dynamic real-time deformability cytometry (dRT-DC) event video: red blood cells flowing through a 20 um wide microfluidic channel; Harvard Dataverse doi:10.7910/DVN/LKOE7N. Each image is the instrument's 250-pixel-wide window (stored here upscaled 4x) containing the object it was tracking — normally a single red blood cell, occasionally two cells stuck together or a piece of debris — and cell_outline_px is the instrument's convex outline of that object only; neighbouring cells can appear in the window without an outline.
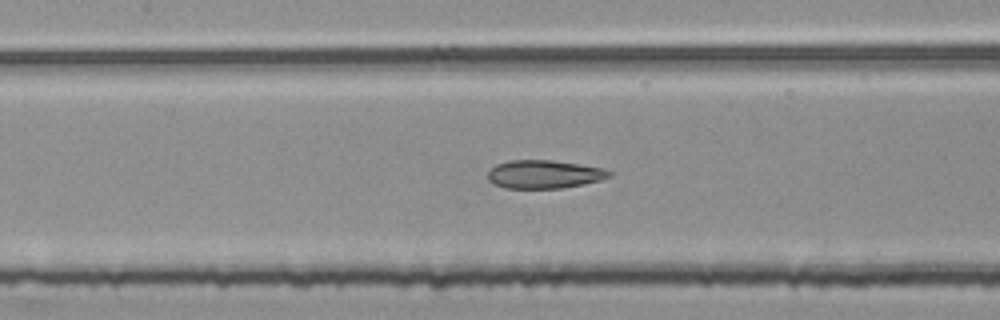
{"species": "common noctule bat (a hibernating species)", "species_latin": "Nyctalus noctula", "temperature_condition": "room temperature", "stored_images_in_passage": 54, "segment_of_instrument_passage": [2, 2], "camera_frame_rate_fps": 3000, "um_per_image_px": 0.085, "animal": {"sex": "female", "body_mass_g": 25.1}, "frame": {"image": 1, "passage_image": 25, "time_ms": 8.0, "image_size_px": [1000, 320], "cell_outline_px": [[612, 176], [600, 180], [584, 184], [560, 188], [504, 188], [492, 184], [488, 180], [488, 172], [496, 164], [508, 160], [552, 160], [580, 164], [600, 168], [612, 172]], "centroid_in_image_um": [46.22, 14.81], "position_along_channel_um": 161.2, "area_um2": 20.06}}
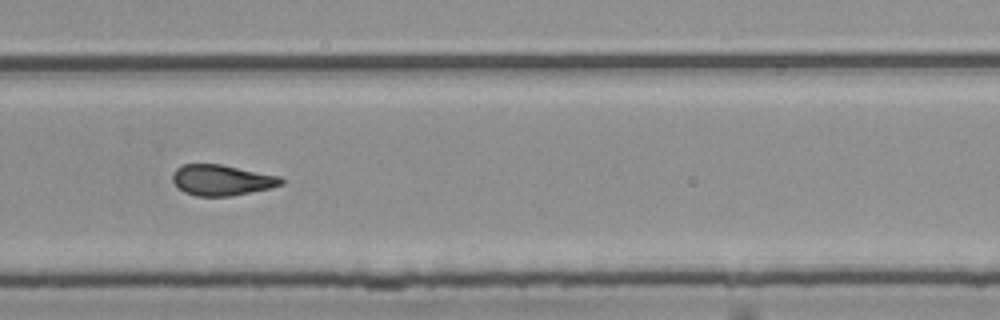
{"frame": {"image": 2, "passage_image": 37, "time_ms": 12.0, "image_size_px": [1000, 320], "cell_outline_px": [[284, 184], [272, 188], [232, 196], [196, 196], [184, 192], [172, 180], [172, 172], [176, 168], [184, 164], [220, 164], [280, 176], [284, 180]], "centroid_in_image_um": [18.87, 15.31], "position_along_channel_um": 310.9, "area_um2": 19.54}}
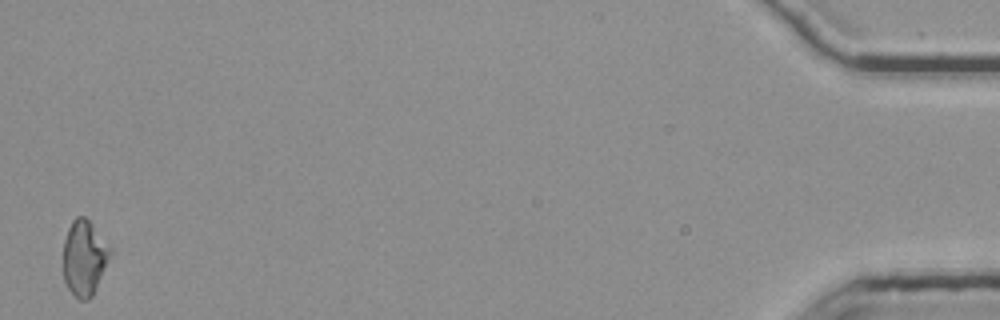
{"frame": {"image": 3, "passage_image": 54, "time_ms": 17.667, "image_size_px": [1000, 320], "cell_outline_px": [[112, 256], [92, 296], [88, 300], [80, 300], [68, 288], [64, 280], [64, 240], [68, 228], [72, 220], [76, 216], [84, 216], [92, 224], [112, 248]], "centroid_in_image_um": [7.19, 21.91], "position_along_channel_um": 428.0, "area_um2": 20.69}}